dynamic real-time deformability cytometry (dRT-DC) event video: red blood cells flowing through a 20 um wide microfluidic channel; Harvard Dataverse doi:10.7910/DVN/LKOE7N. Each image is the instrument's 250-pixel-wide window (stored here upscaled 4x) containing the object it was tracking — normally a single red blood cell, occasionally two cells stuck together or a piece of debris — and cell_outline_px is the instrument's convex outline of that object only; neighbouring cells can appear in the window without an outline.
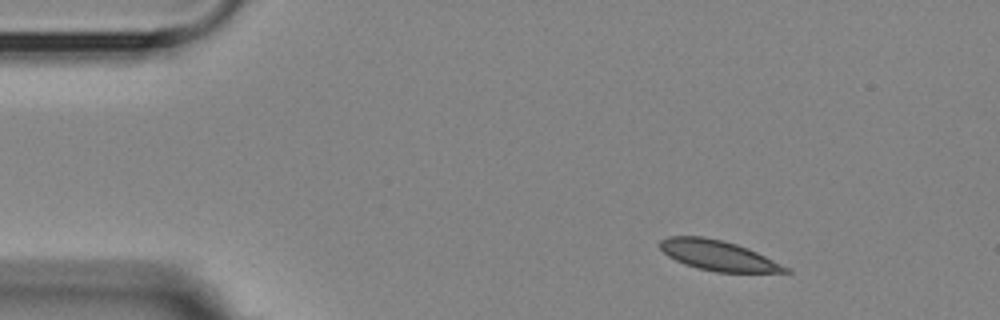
{"species": "Egyptian fruit bat (a non-hibernating species)", "species_latin": "Rousettus aegyptiacus", "temperature_condition": "room temperature", "stored_images_in_passage": 4, "camera_frame_rate_fps": 3000, "um_per_image_px": 0.085, "animal": {"sex": "female"}, "frame": {"image": 1, "passage_image": 1, "time_ms": 0.0, "image_size_px": [1000, 320], "cell_outline_px": [[792, 272], [716, 272], [696, 268], [684, 264], [668, 256], [660, 248], [660, 240], [668, 236], [704, 236], [736, 244], [748, 248], [792, 268]], "centroid_in_image_um": [61.06, 21.72], "position_along_channel_um": 23.9, "area_um2": 22.08}}